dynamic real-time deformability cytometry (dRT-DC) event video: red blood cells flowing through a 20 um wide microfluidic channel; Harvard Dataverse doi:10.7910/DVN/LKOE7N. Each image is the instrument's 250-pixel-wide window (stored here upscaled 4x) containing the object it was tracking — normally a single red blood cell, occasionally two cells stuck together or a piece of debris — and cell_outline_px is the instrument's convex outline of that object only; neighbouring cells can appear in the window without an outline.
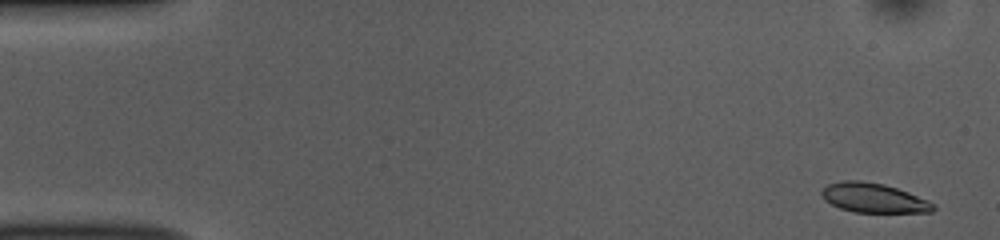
{"species": "common noctule bat (a hibernating species)", "species_latin": "Nyctalus noctula", "temperature_condition": "room temperature", "stored_images_in_passage": 52, "camera_frame_rate_fps": 3000, "um_per_image_px": 0.085, "animal": {"sex": "female", "body_mass_g": 10.0, "forearm_length_mm": 53.1}, "frame": {"image": 1, "passage_image": 2, "time_ms": 0.333, "image_size_px": [1000, 240], "cell_outline_px": [[936, 208], [932, 212], [852, 212], [840, 208], [824, 200], [820, 192], [828, 184], [840, 180], [860, 180], [884, 184], [908, 192], [928, 200], [936, 204]], "centroid_in_image_um": [74.26, 16.82], "position_along_channel_um": 10.7, "area_um2": 19.25}}
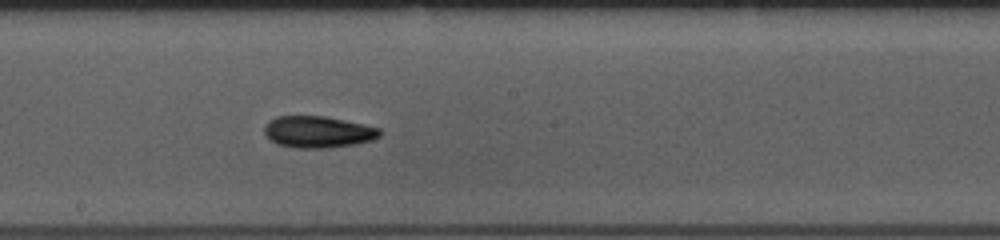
{"frame": {"image": 2, "passage_image": 28, "time_ms": 9.0, "image_size_px": [1000, 240], "cell_outline_px": [[384, 132], [380, 136], [372, 140], [356, 144], [324, 148], [296, 148], [276, 144], [264, 132], [264, 128], [268, 120], [276, 116], [324, 116], [364, 124], [380, 128]], "centroid_in_image_um": [27.05, 11.21], "position_along_channel_um": 221.1, "area_um2": 21.39}}
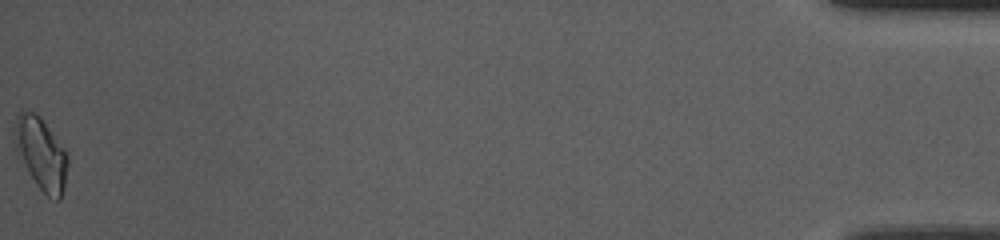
{"frame": {"image": 3, "passage_image": 52, "time_ms": 17.0, "image_size_px": [1000, 240], "cell_outline_px": [[68, 164], [64, 188], [60, 200], [56, 200], [48, 196], [36, 184], [12, 136], [12, 132], [16, 116], [20, 112], [32, 112], [40, 116], [64, 148], [68, 156]], "centroid_in_image_um": [3.52, 13.03], "position_along_channel_um": 431.7, "area_um2": 21.68}, "authors_computed_cell_mechanics": {"area_um2": 20.1433, "velocity_mm_per_s": 3.8412, "shape_relaxation_time_tau1_ms": 7.424, "shape_relaxation_time_tau2_ms": null, "deformation_change_tau1": 0.1574, "deformation_change_tau2": null}}